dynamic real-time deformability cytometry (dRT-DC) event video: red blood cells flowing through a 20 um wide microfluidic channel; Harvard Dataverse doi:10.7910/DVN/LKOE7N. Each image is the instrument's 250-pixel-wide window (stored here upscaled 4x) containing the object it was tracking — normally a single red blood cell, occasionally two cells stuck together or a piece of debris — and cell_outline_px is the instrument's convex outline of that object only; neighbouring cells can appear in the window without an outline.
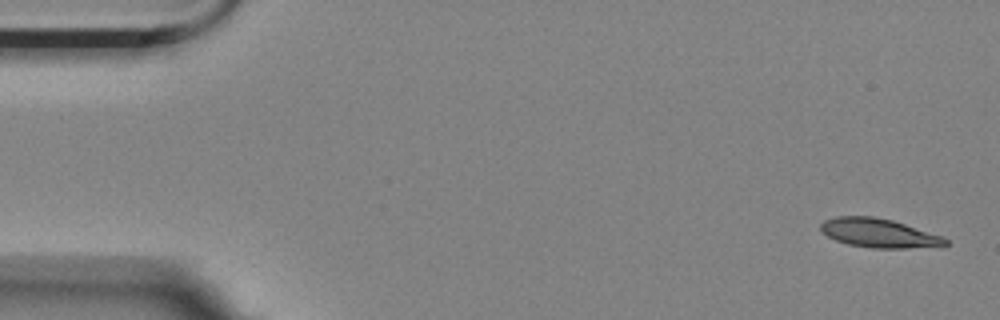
{"species": "Egyptian fruit bat (a non-hibernating species)", "species_latin": "Rousettus aegyptiacus", "temperature_condition": "room temperature", "stored_images_in_passage": 6, "segment_of_instrument_passage": [1, 2], "camera_frame_rate_fps": 3000, "um_per_image_px": 0.085, "animal": {"sex": "female"}, "frame": {"image": 1, "passage_image": 1, "time_ms": 0.0, "image_size_px": [1000, 320], "cell_outline_px": [[948, 244], [944, 248], [872, 248], [848, 244], [836, 240], [828, 236], [820, 228], [820, 224], [824, 220], [836, 216], [872, 216], [892, 220], [940, 236], [948, 240]], "centroid_in_image_um": [74.75, 19.83], "position_along_channel_um": 10.3, "area_um2": 21.1}}
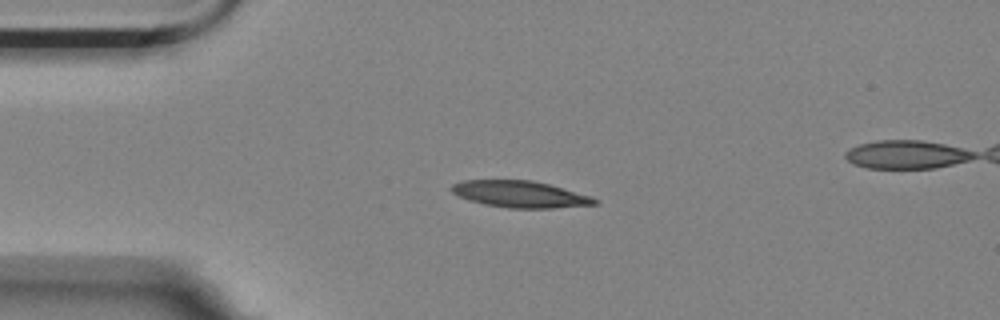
{"frame": {"image": 2, "passage_image": 4, "time_ms": 1.0, "image_size_px": [1000, 320], "cell_outline_px": [[600, 200], [596, 204], [552, 208], [508, 208], [484, 204], [468, 200], [452, 192], [448, 188], [452, 184], [464, 180], [532, 180], [548, 184], [592, 196]], "centroid_in_image_um": [44.19, 16.5], "position_along_channel_um": 40.8, "area_um2": 22.2}}